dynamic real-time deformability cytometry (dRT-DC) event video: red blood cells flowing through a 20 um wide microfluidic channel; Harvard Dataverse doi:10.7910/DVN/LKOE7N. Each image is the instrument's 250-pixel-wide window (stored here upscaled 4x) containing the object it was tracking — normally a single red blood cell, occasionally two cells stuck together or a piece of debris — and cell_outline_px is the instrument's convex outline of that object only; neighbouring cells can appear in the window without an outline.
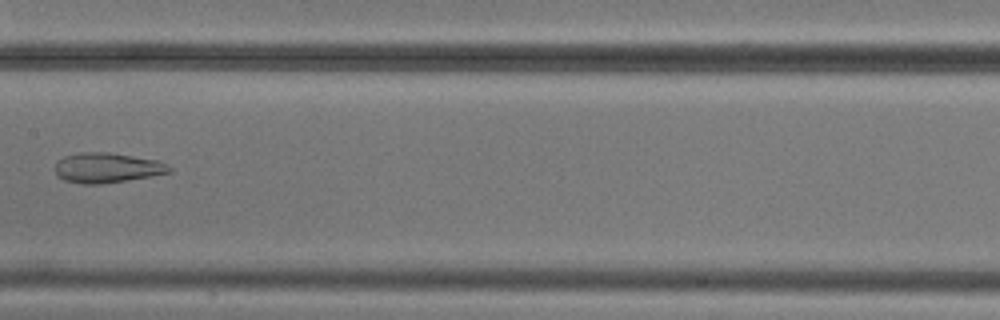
{"species": "common noctule bat (a hibernating species)", "species_latin": "Nyctalus noctula", "temperature_condition": "cold", "stored_images_in_passage": 8, "camera_frame_rate_fps": 3000, "um_per_image_px": 0.085, "animal": {"sex": "male", "body_mass_g": 20.5, "forearm_length_mm": 52.5}, "frame": {"image": 1, "passage_image": 7, "time_ms": 8.333, "image_size_px": [1000, 320], "cell_outline_px": [[172, 172], [100, 184], [84, 184], [64, 180], [56, 176], [56, 164], [64, 156], [80, 152], [108, 152], [156, 160], [168, 164], [172, 168]], "centroid_in_image_um": [9.09, 14.26], "position_along_channel_um": 198.3, "area_um2": 19.71}}